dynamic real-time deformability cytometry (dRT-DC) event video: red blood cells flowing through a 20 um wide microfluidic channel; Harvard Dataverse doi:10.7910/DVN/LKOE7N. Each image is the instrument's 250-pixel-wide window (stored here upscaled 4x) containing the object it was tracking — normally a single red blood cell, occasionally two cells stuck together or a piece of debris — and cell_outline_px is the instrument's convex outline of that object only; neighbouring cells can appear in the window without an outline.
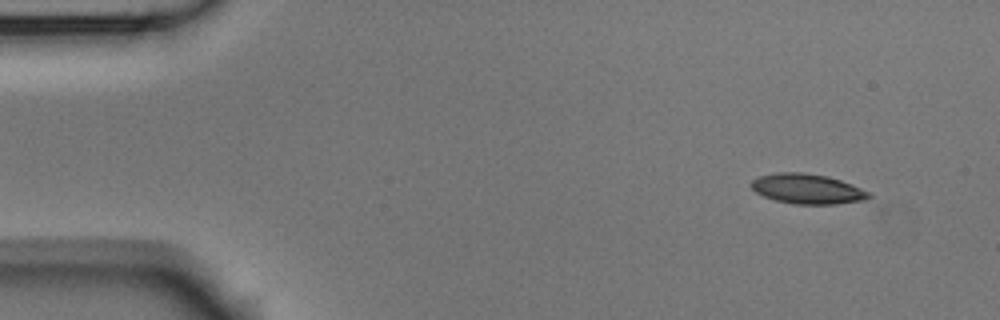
{"species": "Egyptian fruit bat (a non-hibernating species)", "species_latin": "Rousettus aegyptiacus", "temperature_condition": "room temperature", "stored_images_in_passage": 4, "camera_frame_rate_fps": 3000, "um_per_image_px": 0.085, "animal": {"sex": "male"}, "frame": {"image": 1, "passage_image": 1, "time_ms": 0.0, "image_size_px": [1000, 320], "cell_outline_px": [[872, 196], [864, 200], [836, 204], [792, 204], [776, 200], [764, 196], [756, 192], [752, 188], [752, 180], [760, 176], [776, 172], [800, 172], [828, 176], [852, 184], [872, 192]], "centroid_in_image_um": [68.67, 16.05], "position_along_channel_um": 16.3, "area_um2": 20.58}}
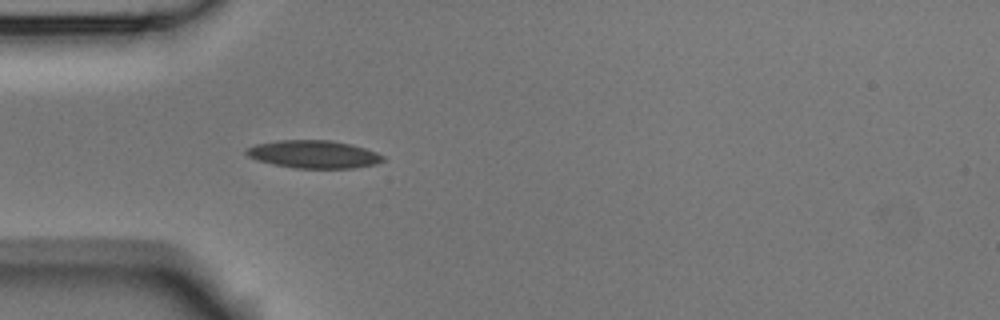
{"frame": {"image": 2, "passage_image": 4, "time_ms": 1.0, "image_size_px": [1000, 320], "cell_outline_px": [[384, 160], [376, 164], [352, 168], [296, 168], [272, 164], [256, 160], [248, 156], [244, 152], [248, 148], [256, 144], [280, 140], [328, 140], [352, 144], [376, 152], [384, 156]], "centroid_in_image_um": [26.66, 13.11], "position_along_channel_um": 58.3, "area_um2": 22.08}}